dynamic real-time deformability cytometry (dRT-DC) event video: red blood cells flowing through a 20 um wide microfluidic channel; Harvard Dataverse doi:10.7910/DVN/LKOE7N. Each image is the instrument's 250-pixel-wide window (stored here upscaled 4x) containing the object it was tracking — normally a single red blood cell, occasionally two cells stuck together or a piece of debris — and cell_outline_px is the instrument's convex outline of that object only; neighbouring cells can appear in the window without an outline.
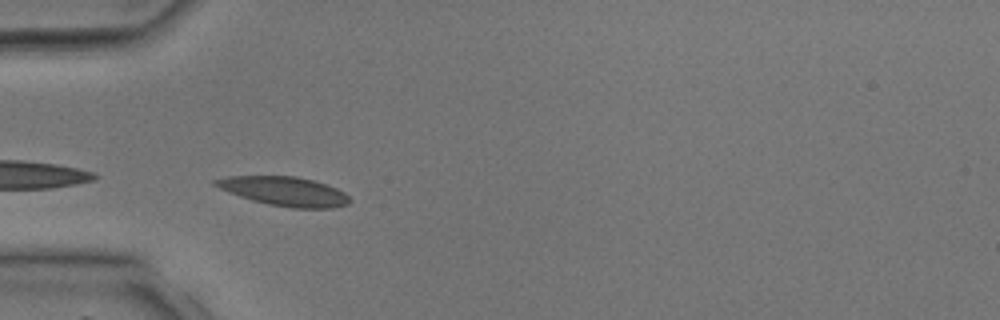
{"species": "common noctule bat (a hibernating species)", "species_latin": "Nyctalus noctula", "temperature_condition": "room temperature", "stored_images_in_passage": 33, "camera_frame_rate_fps": 3000, "um_per_image_px": 0.085, "animal": {"sex": "male", "body_mass_g": 17.9, "forearm_length_mm": 54.2}, "frame": {"image": 1, "passage_image": 9, "time_ms": 2.667, "image_size_px": [1000, 320], "cell_outline_px": [[352, 200], [348, 204], [332, 208], [292, 208], [268, 204], [252, 200], [228, 192], [212, 184], [212, 180], [228, 176], [296, 176], [328, 184], [344, 192]], "centroid_in_image_um": [24.18, 16.25], "position_along_channel_um": 60.8, "area_um2": 22.83}}
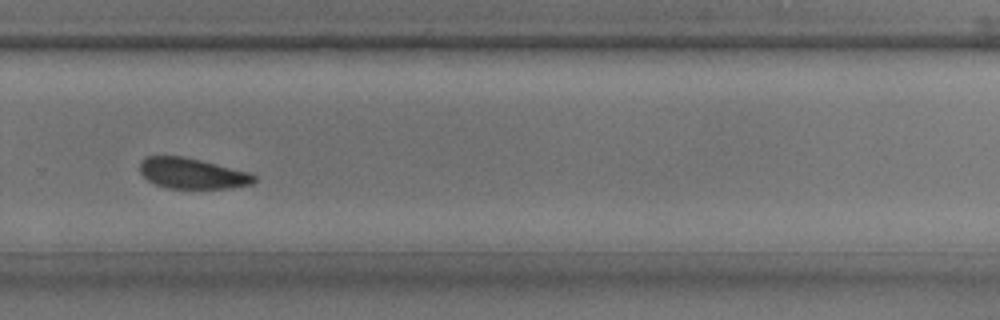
{"frame": {"image": 2, "passage_image": 24, "time_ms": 7.667, "image_size_px": [1000, 320], "cell_outline_px": [[256, 180], [252, 184], [228, 188], [168, 188], [156, 184], [148, 180], [140, 172], [140, 160], [148, 156], [184, 156], [248, 172], [256, 176]], "centroid_in_image_um": [16.32, 14.73], "position_along_channel_um": 313.5, "area_um2": 20.23}}
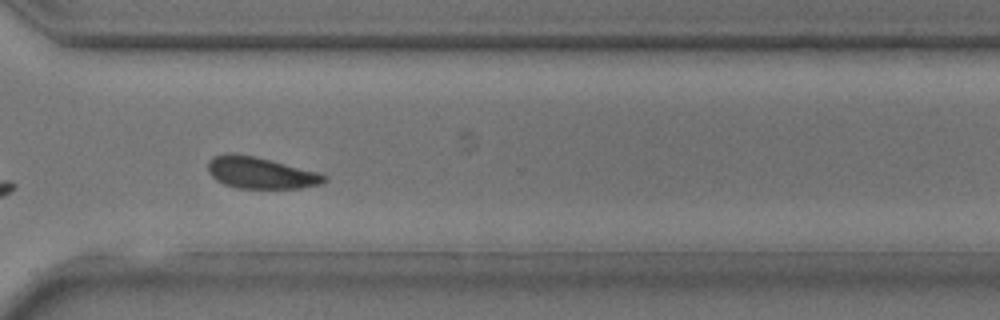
{"frame": {"image": 3, "passage_image": 26, "time_ms": 8.333, "image_size_px": [1000, 320], "cell_outline_px": [[328, 180], [324, 184], [300, 188], [236, 188], [224, 184], [216, 180], [208, 172], [208, 160], [216, 156], [252, 156], [316, 172], [328, 176]], "centroid_in_image_um": [22.2, 14.75], "position_along_channel_um": 348.4, "area_um2": 20.63}}